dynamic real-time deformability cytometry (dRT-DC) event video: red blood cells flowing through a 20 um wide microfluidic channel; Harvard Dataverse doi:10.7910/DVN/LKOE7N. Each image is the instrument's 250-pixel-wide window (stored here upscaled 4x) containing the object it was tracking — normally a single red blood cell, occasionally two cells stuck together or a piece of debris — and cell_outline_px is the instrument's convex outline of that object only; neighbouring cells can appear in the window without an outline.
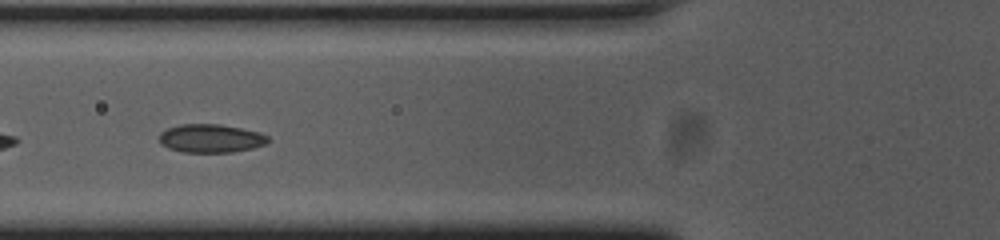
{"species": "common noctule bat (a hibernating species)", "species_latin": "Nyctalus noctula", "temperature_condition": "cold", "stored_images_in_passage": 18, "camera_frame_rate_fps": 3000, "um_per_image_px": 0.085, "animal": {"sex": "female", "body_mass_g": 23.0, "forearm_length_mm": 53.4}, "frame": {"image": 1, "passage_image": 6, "time_ms": 1.667, "image_size_px": [1000, 240], "cell_outline_px": [[268, 140], [264, 144], [252, 148], [232, 152], [184, 152], [168, 148], [160, 144], [160, 132], [168, 128], [180, 124], [220, 124], [260, 132], [268, 136]], "centroid_in_image_um": [17.89, 11.76], "position_along_channel_um": 107.9, "area_um2": 17.92}}